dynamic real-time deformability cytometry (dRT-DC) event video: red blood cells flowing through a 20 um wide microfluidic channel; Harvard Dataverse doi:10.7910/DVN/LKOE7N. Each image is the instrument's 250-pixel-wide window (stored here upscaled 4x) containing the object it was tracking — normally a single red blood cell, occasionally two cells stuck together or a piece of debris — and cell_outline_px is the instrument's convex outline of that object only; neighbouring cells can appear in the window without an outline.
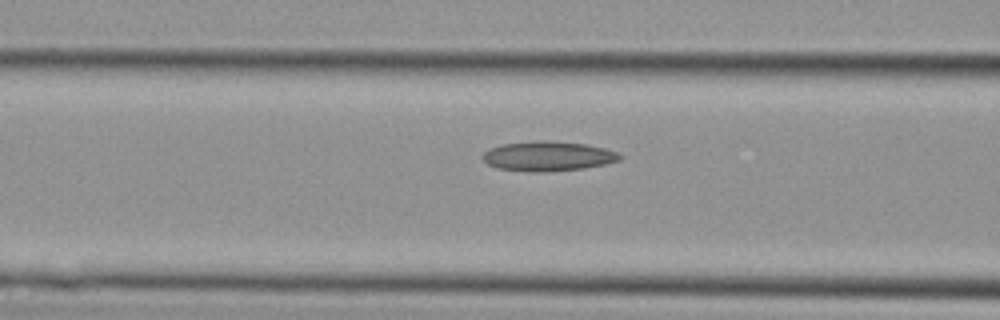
{"species": "Egyptian fruit bat (a non-hibernating species)", "species_latin": "Rousettus aegyptiacus", "temperature_condition": "cold", "stored_images_in_passage": 9, "camera_frame_rate_fps": 3000, "um_per_image_px": 0.085, "animal": {"sex": "female"}, "frame": {"image": 1, "passage_image": 7, "time_ms": 2.0, "image_size_px": [1000, 320], "cell_outline_px": [[624, 156], [620, 160], [604, 164], [584, 168], [544, 172], [528, 172], [496, 168], [488, 164], [480, 156], [488, 148], [504, 144], [536, 140], [548, 140], [584, 144], [604, 148], [616, 152]], "centroid_in_image_um": [46.54, 13.27], "position_along_channel_um": 120.1, "area_um2": 23.87}}